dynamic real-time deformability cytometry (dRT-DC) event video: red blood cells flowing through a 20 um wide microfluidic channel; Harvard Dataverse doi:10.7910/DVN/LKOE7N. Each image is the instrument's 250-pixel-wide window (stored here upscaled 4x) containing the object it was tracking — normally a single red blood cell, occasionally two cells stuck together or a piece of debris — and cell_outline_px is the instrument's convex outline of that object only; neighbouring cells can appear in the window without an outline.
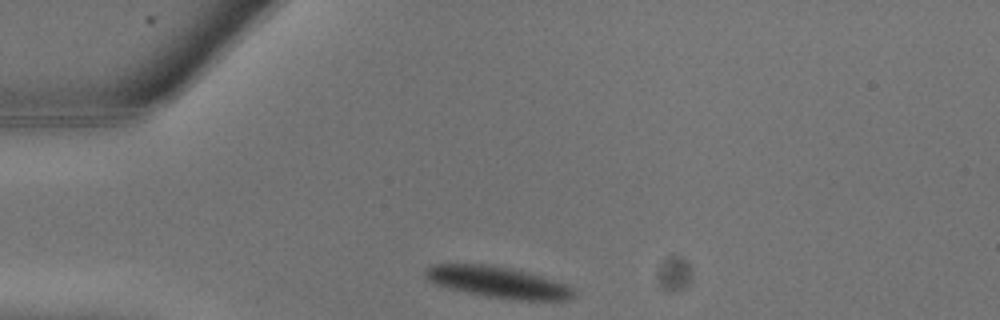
{"species": "common noctule bat (a hibernating species)", "species_latin": "Nyctalus noctula", "temperature_condition": "warm", "stored_images_in_passage": 4, "camera_frame_rate_fps": 3000, "um_per_image_px": 0.085, "animal": {"sex": "male", "body_mass_g": 13.3}, "frame": {"image": 1, "passage_image": 1, "time_ms": 0.0, "image_size_px": [1000, 320], "cell_outline_px": [[576, 296], [568, 300], [516, 300], [488, 296], [448, 288], [436, 284], [428, 280], [424, 276], [424, 272], [428, 268], [436, 264], [488, 264], [512, 268], [528, 272], [568, 284], [576, 292]], "centroid_in_image_um": [42.38, 23.98], "position_along_channel_um": 42.6, "area_um2": 27.05}}